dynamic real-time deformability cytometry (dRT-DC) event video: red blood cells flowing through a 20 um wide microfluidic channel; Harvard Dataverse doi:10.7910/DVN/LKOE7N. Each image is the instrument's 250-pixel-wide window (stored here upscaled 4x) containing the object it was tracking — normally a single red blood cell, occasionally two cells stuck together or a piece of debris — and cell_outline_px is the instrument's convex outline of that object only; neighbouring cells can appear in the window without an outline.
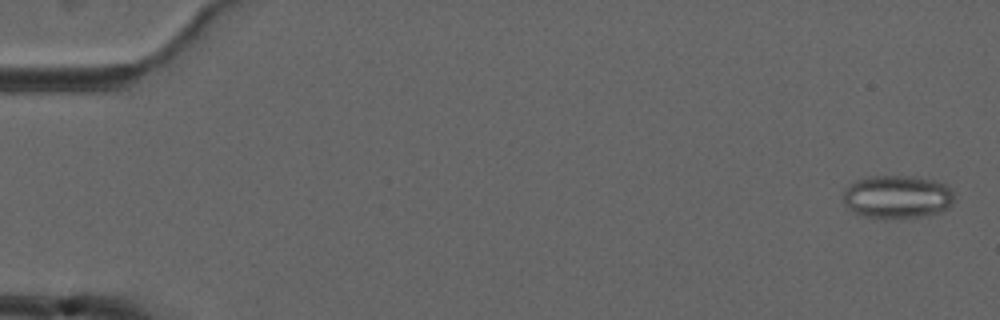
{"species": "common noctule bat (a hibernating species)", "species_latin": "Nyctalus noctula", "temperature_condition": "cold", "stored_images_in_passage": 10, "camera_frame_rate_fps": 3000, "um_per_image_px": 0.085, "animal": {"sex": "male", "forearm_length_mm": 52.5}, "frame": {"image": 1, "passage_image": 1, "time_ms": 0.0, "image_size_px": [1000, 320], "cell_outline_px": [[952, 204], [948, 208], [940, 212], [920, 216], [864, 216], [848, 208], [844, 204], [844, 192], [848, 184], [856, 180], [872, 176], [908, 176], [932, 180], [944, 184], [952, 188]], "centroid_in_image_um": [76.26, 16.69], "position_along_channel_um": 8.7, "area_um2": 27.17}}